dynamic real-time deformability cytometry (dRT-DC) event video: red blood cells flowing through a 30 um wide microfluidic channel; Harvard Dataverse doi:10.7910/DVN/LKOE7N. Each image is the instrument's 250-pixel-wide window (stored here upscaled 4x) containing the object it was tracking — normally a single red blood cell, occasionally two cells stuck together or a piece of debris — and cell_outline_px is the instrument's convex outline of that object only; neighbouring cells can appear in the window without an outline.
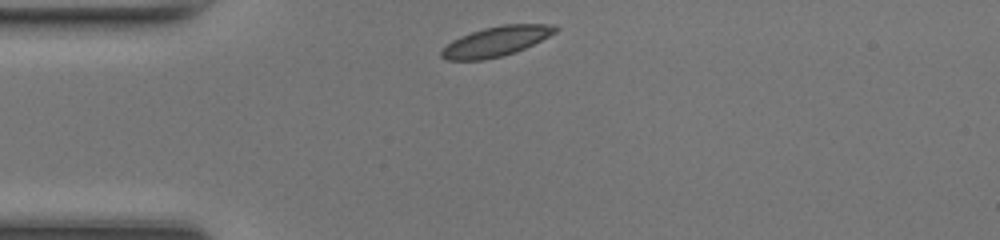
{"species": "common noctule bat (a hibernating species)", "species_latin": "Nyctalus noctula", "temperature_condition": "room temperature", "stored_images_in_passage": 30, "camera_frame_rate_fps": 3000, "um_per_image_px": 0.085, "animal": {"sex": "female", "body_mass_g": 17.0, "forearm_length_mm": 48.0}, "frame": {"image": 1, "passage_image": 1, "time_ms": 0.0, "image_size_px": [1000, 240], "cell_outline_px": [[560, 28], [556, 32], [516, 52], [484, 60], [448, 60], [440, 56], [440, 52], [452, 40], [460, 36], [484, 28], [504, 24], [552, 24]], "centroid_in_image_um": [42.16, 3.51], "position_along_channel_um": 42.8, "area_um2": 19.59}}
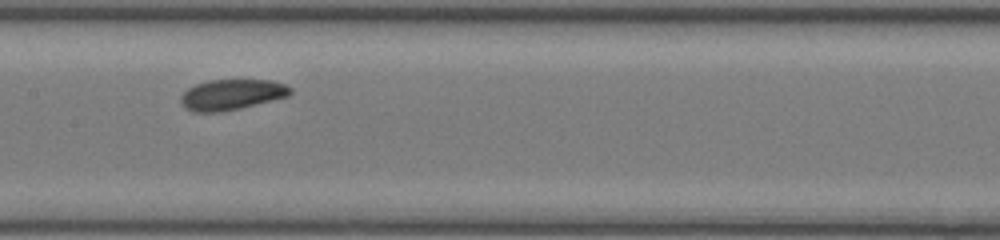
{"frame": {"image": 2, "passage_image": 13, "time_ms": 4.0, "image_size_px": [1000, 240], "cell_outline_px": [[292, 92], [288, 96], [240, 108], [220, 112], [192, 112], [184, 108], [180, 104], [180, 96], [188, 88], [196, 84], [208, 80], [272, 80], [284, 84], [292, 88]], "centroid_in_image_um": [19.65, 8.04], "position_along_channel_um": 187.7, "area_um2": 19.59}}
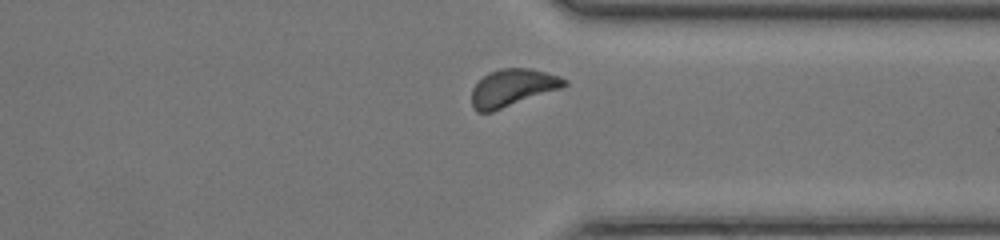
{"frame": {"image": 3, "passage_image": 26, "time_ms": 8.333, "image_size_px": [1000, 240], "cell_outline_px": [[568, 84], [560, 88], [492, 112], [476, 112], [472, 108], [472, 88], [488, 72], [500, 68], [532, 68], [560, 76], [568, 80]], "centroid_in_image_um": [43.55, 7.45], "position_along_channel_um": 367.8, "area_um2": 20.11}, "authors_computed_cell_mechanics": {"area_um2": 19.6809, "velocity_mm_per_s": 4.1962, "shape_relaxation_time_tau1_ms": 1.1154, "shape_relaxation_time_tau2_ms": 5.0657, "deformation_change_tau1": 0.0549, "deformation_change_tau2": 0.1226}}